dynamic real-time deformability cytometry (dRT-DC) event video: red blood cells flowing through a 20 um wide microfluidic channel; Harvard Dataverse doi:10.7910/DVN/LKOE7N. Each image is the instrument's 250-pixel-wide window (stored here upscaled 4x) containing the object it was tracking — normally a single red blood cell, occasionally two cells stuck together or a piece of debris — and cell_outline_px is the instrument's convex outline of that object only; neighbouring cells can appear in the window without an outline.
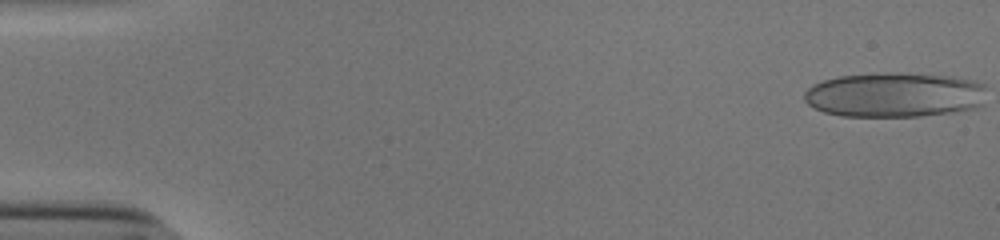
{"species": "human", "species_latin": "Homo sapiens", "temperature_condition": "cold", "stored_images_in_passage": 53, "camera_frame_rate_fps": 3000, "um_per_image_px": 0.085, "donor": {"sex": "male"}, "frame": {"image": 1, "passage_image": 1, "time_ms": 0.0, "image_size_px": [1000, 240], "cell_outline_px": [[984, 104], [976, 108], [956, 112], [920, 116], [840, 116], [824, 112], [808, 104], [804, 100], [804, 92], [812, 84], [824, 80], [840, 76], [872, 72], [900, 72], [956, 76], [976, 80], [984, 84]], "centroid_in_image_um": [76.07, 8.04], "position_along_channel_um": 8.9, "area_um2": 48.49}}
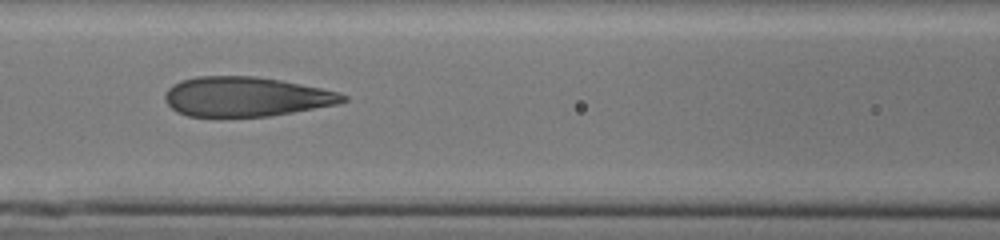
{"frame": {"image": 2, "passage_image": 24, "time_ms": 7.667, "image_size_px": [1000, 240], "cell_outline_px": [[348, 100], [340, 104], [268, 116], [188, 116], [176, 112], [164, 100], [164, 96], [168, 88], [172, 84], [180, 80], [196, 76], [256, 76], [280, 80], [340, 92], [348, 96]], "centroid_in_image_um": [20.9, 8.21], "position_along_channel_um": 145.7, "area_um2": 41.15}}
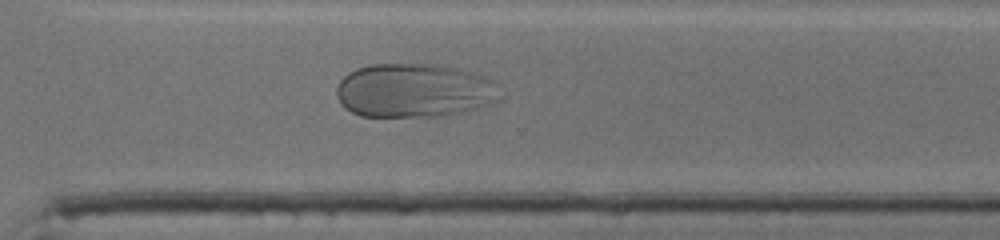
{"frame": {"image": 3, "passage_image": 39, "time_ms": 12.667, "image_size_px": [1000, 240], "cell_outline_px": [[500, 96], [492, 104], [480, 108], [464, 112], [440, 116], [360, 116], [344, 108], [340, 104], [336, 96], [336, 88], [340, 80], [348, 72], [356, 68], [372, 64], [436, 64], [476, 72], [496, 80], [500, 84]], "centroid_in_image_um": [35.25, 7.69], "position_along_channel_um": 335.3, "area_um2": 52.31}, "authors_computed_cell_mechanics": {"area_um2": 45.1996, "velocity_mm_per_s": 3.7994, "shape_relaxation_time_tau1_ms": 4.5231, "shape_relaxation_time_tau2_ms": null, "deformation_change_tau1": 0.181, "deformation_change_tau2": null}}